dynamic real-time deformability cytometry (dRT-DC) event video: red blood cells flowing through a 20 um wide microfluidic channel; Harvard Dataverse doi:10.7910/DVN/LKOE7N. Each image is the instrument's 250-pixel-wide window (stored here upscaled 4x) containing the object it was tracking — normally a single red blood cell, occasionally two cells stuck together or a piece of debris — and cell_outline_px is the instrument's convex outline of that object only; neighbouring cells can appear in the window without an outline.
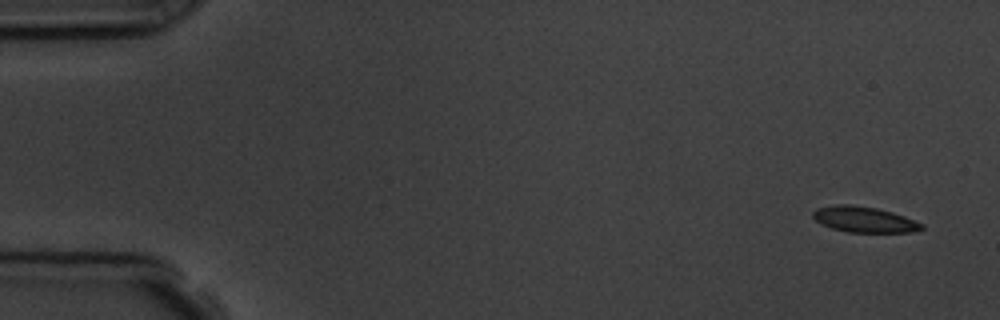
{"species": "common noctule bat (a hibernating species)", "species_latin": "Nyctalus noctula", "temperature_condition": "room temperature", "stored_images_in_passage": 5, "camera_frame_rate_fps": 3000, "um_per_image_px": 0.085, "animal": {"sex": "male", "body_mass_g": 19.5, "forearm_length_mm": 54.6}, "frame": {"image": 1, "passage_image": 1, "time_ms": 0.0, "image_size_px": [1000, 320], "cell_outline_px": [[924, 228], [912, 232], [848, 232], [832, 228], [816, 220], [812, 216], [812, 212], [816, 208], [836, 204], [848, 204], [876, 208], [892, 212], [904, 216], [924, 224]], "centroid_in_image_um": [73.46, 18.65], "position_along_channel_um": 11.5, "area_um2": 16.18}}
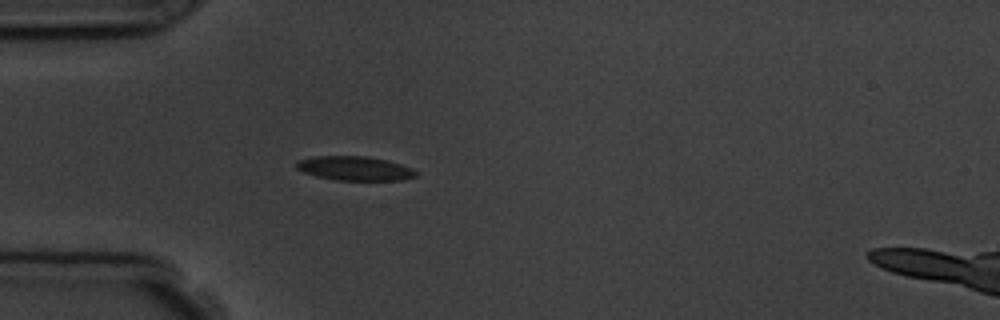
{"frame": {"image": 2, "passage_image": 5, "time_ms": 4.333, "image_size_px": [1000, 320], "cell_outline_px": [[416, 176], [400, 180], [336, 180], [316, 176], [304, 172], [296, 168], [296, 160], [312, 156], [368, 156], [388, 160], [412, 168], [416, 172]], "centroid_in_image_um": [30.12, 14.3], "position_along_channel_um": 54.9, "area_um2": 16.88}}